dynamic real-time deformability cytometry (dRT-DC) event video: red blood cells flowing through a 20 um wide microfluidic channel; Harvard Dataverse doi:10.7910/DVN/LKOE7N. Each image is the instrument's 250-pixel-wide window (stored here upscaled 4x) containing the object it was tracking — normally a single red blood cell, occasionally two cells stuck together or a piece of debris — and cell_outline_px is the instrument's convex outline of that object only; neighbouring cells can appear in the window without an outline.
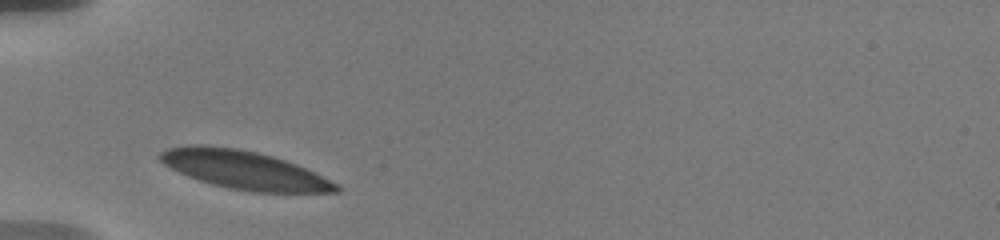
{"species": "human", "species_latin": "Homo sapiens", "temperature_condition": "warm", "stored_images_in_passage": 2, "camera_frame_rate_fps": 3000, "um_per_image_px": 0.085, "donor": {"sex": "male"}, "frame": {"image": 1, "passage_image": 1, "time_ms": 0.0, "image_size_px": [1000, 240], "cell_outline_px": [[344, 188], [340, 192], [252, 192], [228, 188], [212, 184], [188, 176], [164, 164], [156, 156], [160, 152], [168, 148], [192, 144], [204, 144], [236, 148], [256, 152], [272, 156], [296, 164], [340, 184]], "centroid_in_image_um": [20.77, 14.44], "position_along_channel_um": 64.2, "area_um2": 39.36}}